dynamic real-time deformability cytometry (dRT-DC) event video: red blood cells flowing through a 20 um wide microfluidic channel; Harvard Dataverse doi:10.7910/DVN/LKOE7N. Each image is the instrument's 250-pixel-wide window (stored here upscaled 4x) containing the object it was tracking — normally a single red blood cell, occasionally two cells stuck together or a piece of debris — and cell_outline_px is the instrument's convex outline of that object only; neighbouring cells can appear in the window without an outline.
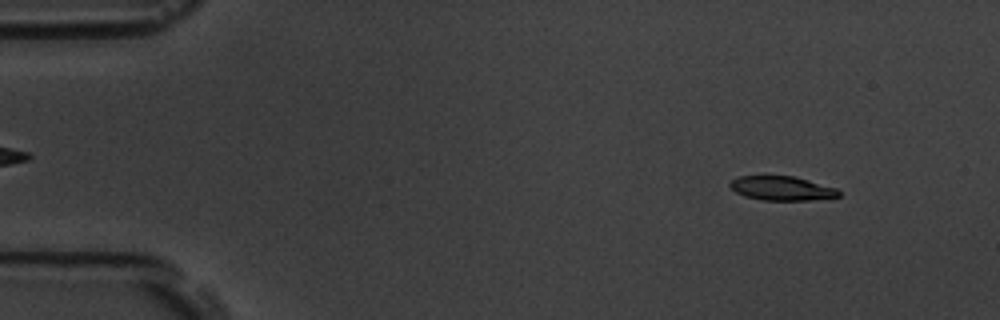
{"species": "common noctule bat (a hibernating species)", "species_latin": "Nyctalus noctula", "temperature_condition": "room temperature", "stored_images_in_passage": 4, "camera_frame_rate_fps": 3000, "um_per_image_px": 0.085, "animal": {"sex": "male", "body_mass_g": 19.5, "forearm_length_mm": 54.6}, "frame": {"image": 1, "passage_image": 1, "time_ms": 0.0, "image_size_px": [1000, 320], "cell_outline_px": [[840, 196], [808, 200], [764, 200], [744, 196], [736, 192], [728, 184], [736, 176], [796, 176], [836, 188], [840, 192]], "centroid_in_image_um": [66.44, 16.0], "position_along_channel_um": 18.6, "area_um2": 15.26}}
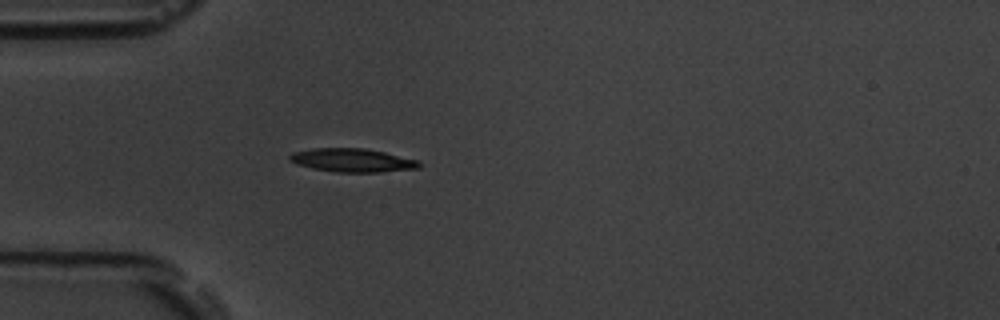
{"frame": {"image": 2, "passage_image": 4, "time_ms": 1.0, "image_size_px": [1000, 320], "cell_outline_px": [[420, 168], [380, 172], [336, 172], [312, 168], [296, 164], [288, 160], [288, 156], [292, 152], [312, 148], [364, 148], [384, 152], [416, 160], [420, 164]], "centroid_in_image_um": [29.88, 13.62], "position_along_channel_um": 55.1, "area_um2": 17.69}}